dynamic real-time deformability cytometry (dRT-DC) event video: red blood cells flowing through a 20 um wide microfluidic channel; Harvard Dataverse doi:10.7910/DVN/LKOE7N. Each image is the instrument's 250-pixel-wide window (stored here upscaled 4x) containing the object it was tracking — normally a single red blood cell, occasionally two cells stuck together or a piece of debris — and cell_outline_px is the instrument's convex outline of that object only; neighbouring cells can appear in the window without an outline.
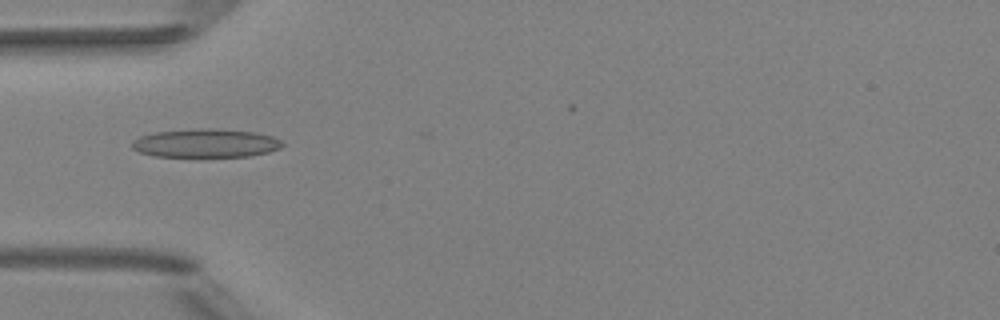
{"species": "Egyptian fruit bat (a non-hibernating species)", "species_latin": "Rousettus aegyptiacus", "temperature_condition": "room temperature", "stored_images_in_passage": 4, "camera_frame_rate_fps": 3000, "um_per_image_px": 0.085, "animal": {"sex": "female"}, "frame": {"image": 1, "passage_image": 2, "time_ms": 1.333, "image_size_px": [1000, 320], "cell_outline_px": [[284, 144], [280, 148], [268, 152], [248, 156], [152, 156], [140, 152], [132, 148], [132, 140], [140, 136], [152, 132], [196, 128], [220, 128], [256, 132], [272, 136], [280, 140]], "centroid_in_image_um": [17.47, 12.15], "position_along_channel_um": 67.5, "area_um2": 25.2}}
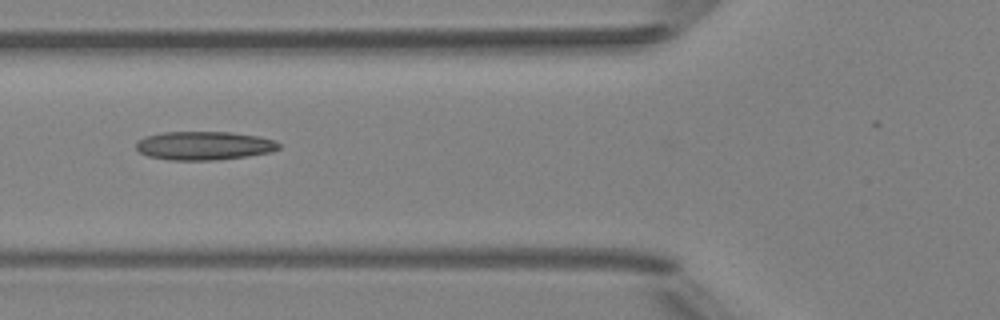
{"frame": {"image": 2, "passage_image": 3, "time_ms": 2.333, "image_size_px": [1000, 320], "cell_outline_px": [[280, 148], [272, 152], [248, 156], [216, 160], [172, 160], [148, 156], [140, 152], [136, 148], [136, 144], [144, 136], [164, 132], [232, 132], [256, 136], [276, 140], [280, 144]], "centroid_in_image_um": [17.38, 12.38], "position_along_channel_um": 108.4, "area_um2": 23.81}}
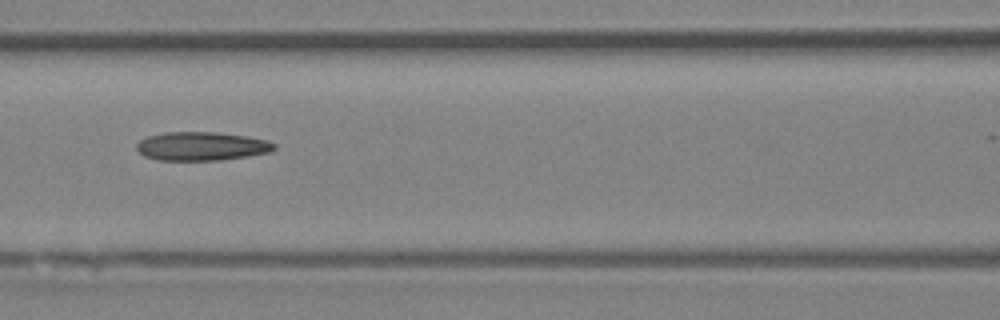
{"frame": {"image": 3, "passage_image": 4, "time_ms": 3.333, "image_size_px": [1000, 320], "cell_outline_px": [[276, 148], [272, 152], [224, 160], [156, 160], [144, 156], [136, 148], [136, 144], [140, 140], [148, 136], [164, 132], [216, 132], [244, 136], [268, 140], [276, 144]], "centroid_in_image_um": [17.15, 12.43], "position_along_channel_um": 149.5, "area_um2": 23.12}}